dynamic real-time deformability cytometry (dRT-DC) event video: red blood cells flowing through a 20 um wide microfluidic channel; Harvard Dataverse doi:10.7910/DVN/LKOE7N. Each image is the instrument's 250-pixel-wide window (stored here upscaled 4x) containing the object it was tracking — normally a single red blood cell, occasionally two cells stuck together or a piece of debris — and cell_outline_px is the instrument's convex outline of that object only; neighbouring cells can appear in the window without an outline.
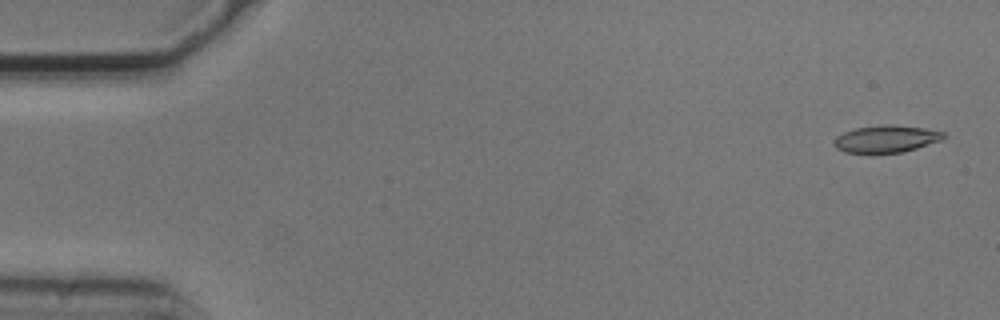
{"species": "common noctule bat (a hibernating species)", "species_latin": "Nyctalus noctula", "temperature_condition": "cold", "stored_images_in_passage": 6, "segment_of_instrument_passage": [2, 2], "camera_frame_rate_fps": 3000, "um_per_image_px": 0.085, "animal": {"sex": "male", "body_mass_g": 20.5, "forearm_length_mm": 52.5}, "frame": {"image": 1, "passage_image": 6, "time_ms": 1.667, "image_size_px": [1000, 320], "cell_outline_px": [[948, 136], [944, 140], [904, 152], [844, 152], [836, 148], [832, 144], [836, 136], [844, 132], [856, 128], [884, 124], [888, 124], [924, 128], [944, 132]], "centroid_in_image_um": [75.37, 11.8], "position_along_channel_um": 9.6, "area_um2": 17.4}}